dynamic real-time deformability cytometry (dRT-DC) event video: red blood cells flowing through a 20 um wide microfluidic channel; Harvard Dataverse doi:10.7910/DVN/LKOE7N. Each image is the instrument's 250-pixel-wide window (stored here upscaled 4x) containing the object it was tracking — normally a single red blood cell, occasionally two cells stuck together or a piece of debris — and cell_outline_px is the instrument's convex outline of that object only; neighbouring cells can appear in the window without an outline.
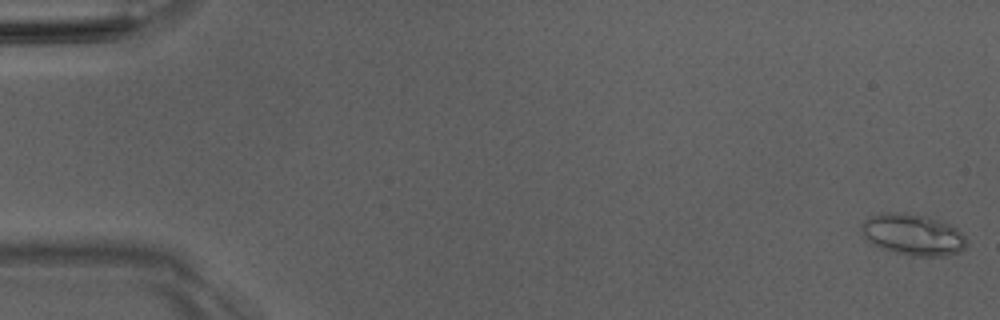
{"species": "Egyptian fruit bat (a non-hibernating species)", "species_latin": "Rousettus aegyptiacus", "temperature_condition": "room temperature", "stored_images_in_passage": 51, "camera_frame_rate_fps": 3000, "um_per_image_px": 0.085, "animal": {"sex": "male"}, "frame": {"image": 1, "passage_image": 1, "time_ms": 0.0, "image_size_px": [1000, 320], "cell_outline_px": [[968, 240], [964, 248], [960, 252], [944, 256], [912, 256], [880, 248], [868, 244], [864, 240], [860, 228], [864, 220], [880, 212], [904, 212], [924, 216], [948, 224], [956, 228]], "centroid_in_image_um": [77.54, 19.95], "position_along_channel_um": 7.5, "area_um2": 25.55}}
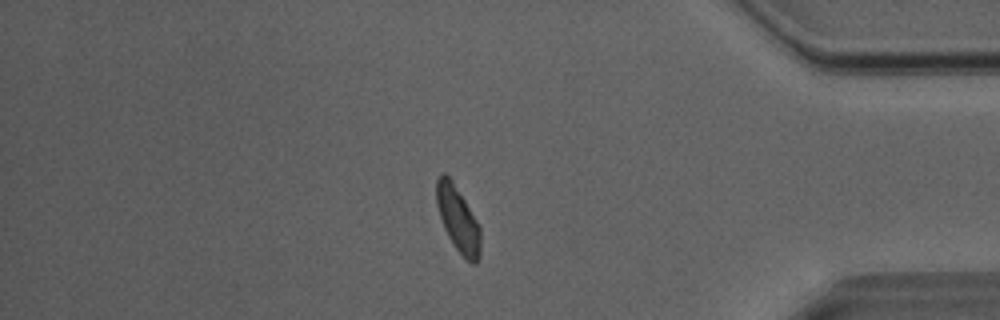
{"frame": {"image": 2, "passage_image": 44, "time_ms": 14.333, "image_size_px": [1000, 320], "cell_outline_px": [[480, 256], [476, 264], [472, 264], [452, 244], [444, 228], [436, 204], [436, 180], [444, 172], [452, 180], [476, 220], [480, 228]], "centroid_in_image_um": [38.92, 18.64], "position_along_channel_um": 396.3, "area_um2": 16.47}}
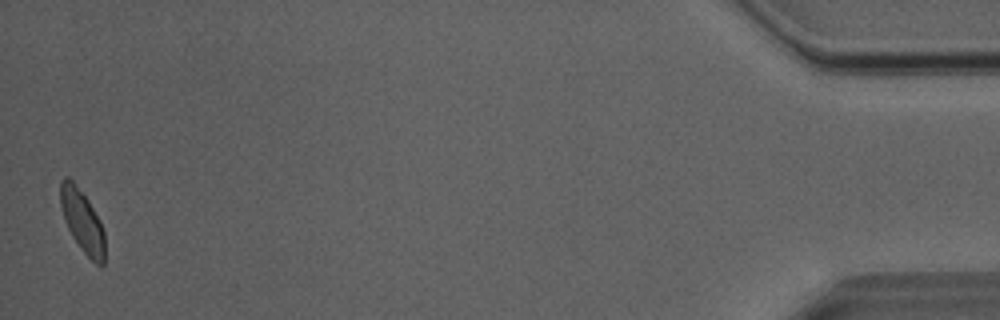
{"frame": {"image": 3, "passage_image": 51, "time_ms": 16.667, "image_size_px": [1000, 320], "cell_outline_px": [[104, 264], [96, 264], [80, 248], [72, 236], [64, 220], [60, 204], [60, 180], [64, 176], [68, 176], [72, 180], [88, 200], [100, 220], [104, 232]], "centroid_in_image_um": [6.97, 18.76], "position_along_channel_um": 428.2, "area_um2": 16.07}, "authors_computed_cell_mechanics": {"area_um2": 17.34, "velocity_mm_per_s": 4.0399, "shape_relaxation_time_tau1_ms": 3.1838, "shape_relaxation_time_tau2_ms": 1.9598, "deformation_change_tau1": 0.1123, "deformation_change_tau2": 0.0779}}